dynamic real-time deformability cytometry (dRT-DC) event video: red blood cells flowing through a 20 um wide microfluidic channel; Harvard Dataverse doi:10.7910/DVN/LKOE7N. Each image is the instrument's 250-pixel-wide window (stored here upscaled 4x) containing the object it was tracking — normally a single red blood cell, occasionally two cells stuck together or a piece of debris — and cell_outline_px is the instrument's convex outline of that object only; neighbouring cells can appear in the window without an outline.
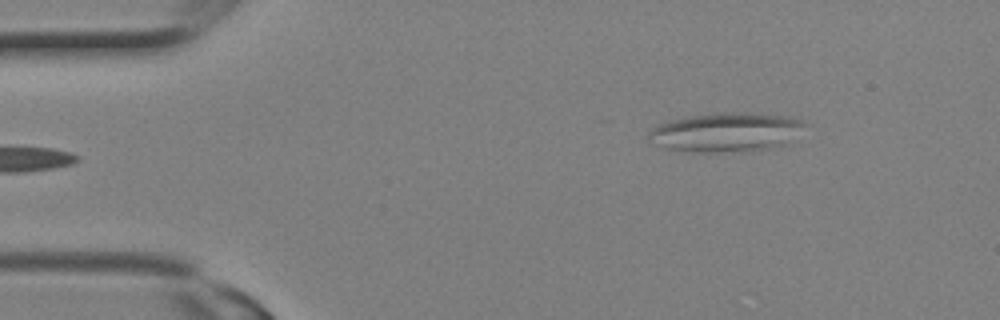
{"species": "Egyptian fruit bat (a non-hibernating species)", "species_latin": "Rousettus aegyptiacus", "temperature_condition": "room temperature", "stored_images_in_passage": 2, "camera_frame_rate_fps": 3000, "um_per_image_px": 0.085, "animal": {"sex": "female"}, "frame": {"image": 1, "passage_image": 1, "time_ms": 0.0, "image_size_px": [1000, 320], "cell_outline_px": [[812, 124], [788, 144], [768, 148], [744, 152], [696, 152], [668, 148], [652, 144], [648, 140], [648, 132], [652, 128], [660, 124], [672, 120], [692, 116], [732, 112], [788, 116], [804, 120]], "centroid_in_image_um": [61.83, 11.25], "position_along_channel_um": 23.2, "area_um2": 35.95}}